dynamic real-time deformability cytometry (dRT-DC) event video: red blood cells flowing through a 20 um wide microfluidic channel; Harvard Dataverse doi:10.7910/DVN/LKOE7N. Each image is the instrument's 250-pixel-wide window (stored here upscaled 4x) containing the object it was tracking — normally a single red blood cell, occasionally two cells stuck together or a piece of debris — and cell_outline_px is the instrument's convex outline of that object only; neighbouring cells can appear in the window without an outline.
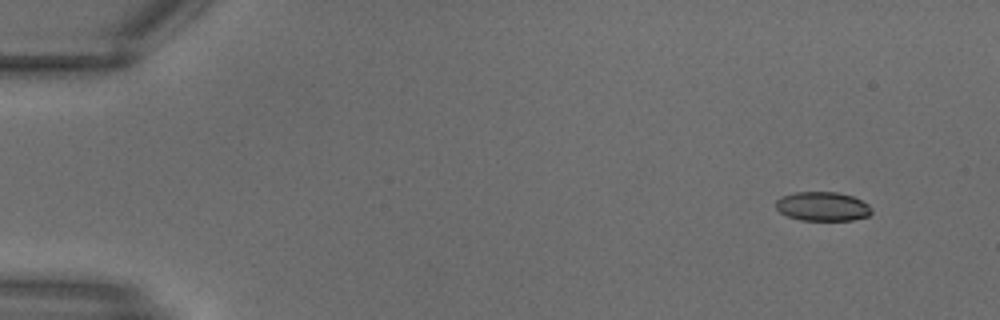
{"species": "common noctule bat (a hibernating species)", "species_latin": "Nyctalus noctula", "temperature_condition": "warm", "stored_images_in_passage": 17, "camera_frame_rate_fps": 3000, "um_per_image_px": 0.085, "animal": {"sex": "male", "body_mass_g": 18.8}, "frame": {"image": 1, "passage_image": 1, "time_ms": 0.0, "image_size_px": [1000, 320], "cell_outline_px": [[872, 212], [868, 216], [852, 220], [800, 220], [788, 216], [780, 212], [776, 208], [776, 200], [780, 196], [796, 192], [836, 192], [852, 196], [868, 204], [872, 208]], "centroid_in_image_um": [69.91, 17.54], "position_along_channel_um": 15.1, "area_um2": 16.24}}
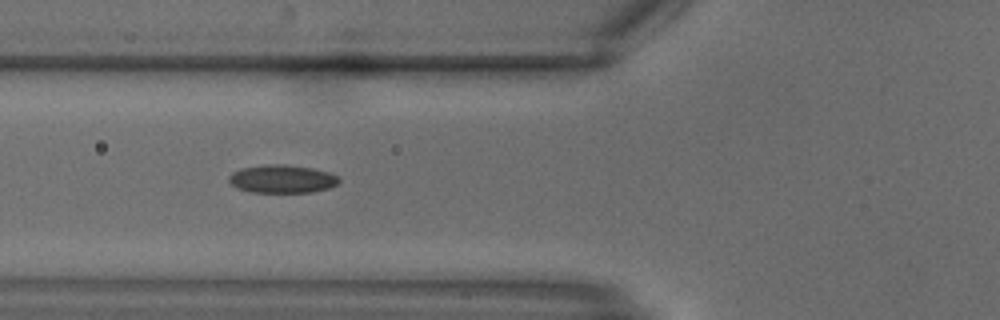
{"frame": {"image": 2, "passage_image": 10, "time_ms": 3.0, "image_size_px": [1000, 320], "cell_outline_px": [[340, 180], [336, 184], [328, 188], [312, 192], [252, 192], [236, 188], [228, 180], [228, 176], [232, 172], [240, 168], [264, 164], [284, 164], [312, 168], [328, 172], [336, 176]], "centroid_in_image_um": [23.93, 15.2], "position_along_channel_um": 101.9, "area_um2": 18.03}}
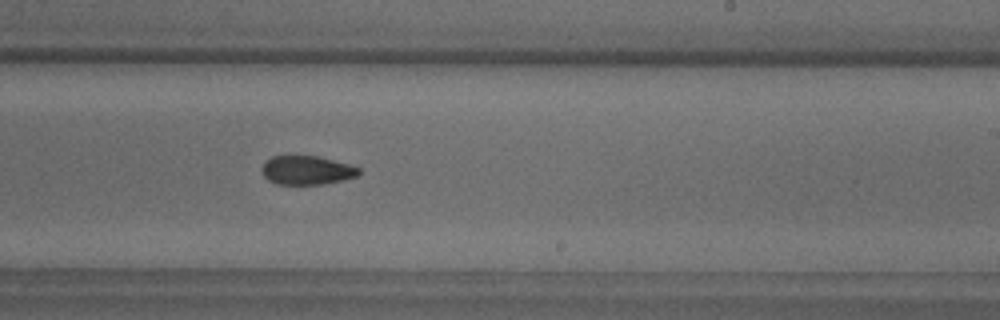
{"frame": {"image": 3, "passage_image": 17, "time_ms": 5.333, "image_size_px": [1000, 320], "cell_outline_px": [[360, 172], [356, 176], [344, 180], [324, 184], [276, 184], [268, 180], [264, 176], [260, 168], [264, 160], [272, 156], [316, 156], [348, 164], [360, 168]], "centroid_in_image_um": [26.03, 14.47], "position_along_channel_um": 263.0, "area_um2": 16.36}}